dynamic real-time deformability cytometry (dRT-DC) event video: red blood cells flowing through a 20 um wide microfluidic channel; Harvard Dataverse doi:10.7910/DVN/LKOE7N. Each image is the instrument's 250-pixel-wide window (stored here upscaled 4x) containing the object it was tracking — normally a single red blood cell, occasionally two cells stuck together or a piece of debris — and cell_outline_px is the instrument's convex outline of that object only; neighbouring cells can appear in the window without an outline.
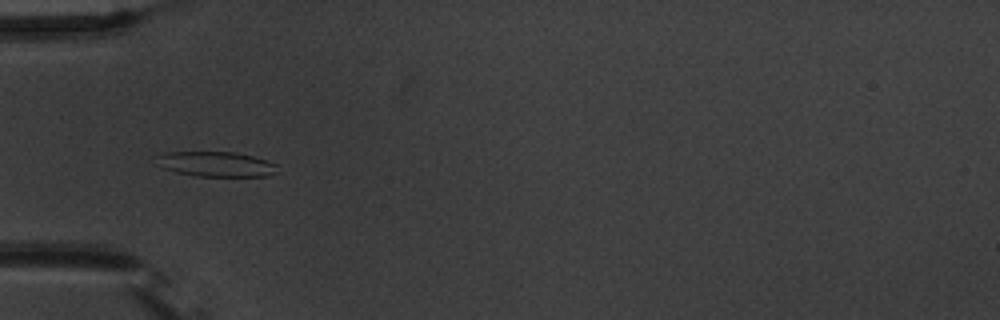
{"species": "common noctule bat (a hibernating species)", "species_latin": "Nyctalus noctula", "temperature_condition": "warm", "stored_images_in_passage": 49, "camera_frame_rate_fps": 3000, "um_per_image_px": 0.085, "animal": {"sex": "male", "body_mass_g": 20.1, "forearm_length_mm": 53.5}, "frame": {"image": 1, "passage_image": 18, "time_ms": 5.667, "image_size_px": [1000, 320], "cell_outline_px": [[276, 172], [264, 176], [196, 176], [176, 172], [164, 168], [156, 164], [152, 156], [168, 152], [236, 152], [252, 156], [276, 164]], "centroid_in_image_um": [18.26, 13.94], "position_along_channel_um": 66.7, "area_um2": 17.63}}
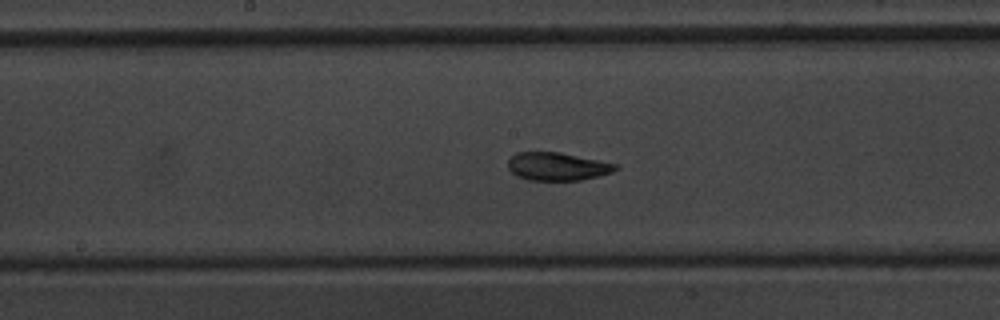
{"frame": {"image": 2, "passage_image": 29, "time_ms": 9.333, "image_size_px": [1000, 320], "cell_outline_px": [[620, 168], [612, 172], [600, 176], [580, 180], [528, 180], [516, 176], [508, 168], [508, 160], [516, 152], [560, 152], [616, 164]], "centroid_in_image_um": [47.36, 14.15], "position_along_channel_um": 200.8, "area_um2": 17.57}}
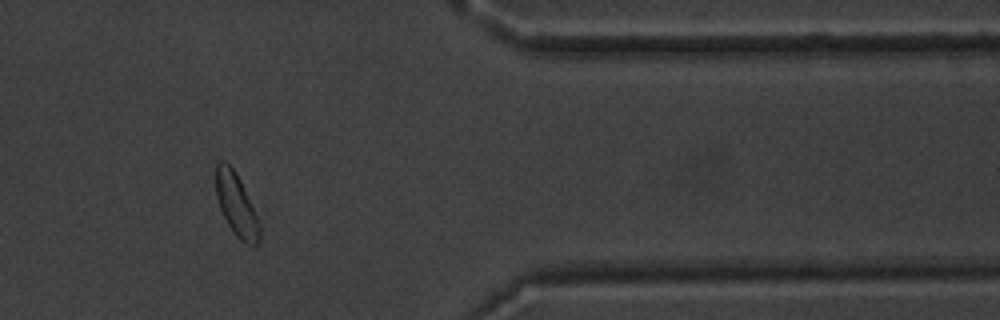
{"frame": {"image": 3, "passage_image": 46, "time_ms": 15.0, "image_size_px": [1000, 320], "cell_outline_px": [[264, 212], [260, 240], [256, 244], [248, 244], [240, 240], [236, 236], [228, 224], [220, 208], [216, 196], [216, 164], [220, 160], [224, 160], [236, 172], [264, 208]], "centroid_in_image_um": [20.28, 17.39], "position_along_channel_um": 391.1, "area_um2": 17.98}, "authors_computed_cell_mechanics": {"area_um2": 18.3804, "velocity_mm_per_s": 3.6839, "shape_relaxation_time_tau1_ms": 2.909, "shape_relaxation_time_tau2_ms": 2.8244, "deformation_change_tau1": 0.1218, "deformation_change_tau2": 0.0828}}